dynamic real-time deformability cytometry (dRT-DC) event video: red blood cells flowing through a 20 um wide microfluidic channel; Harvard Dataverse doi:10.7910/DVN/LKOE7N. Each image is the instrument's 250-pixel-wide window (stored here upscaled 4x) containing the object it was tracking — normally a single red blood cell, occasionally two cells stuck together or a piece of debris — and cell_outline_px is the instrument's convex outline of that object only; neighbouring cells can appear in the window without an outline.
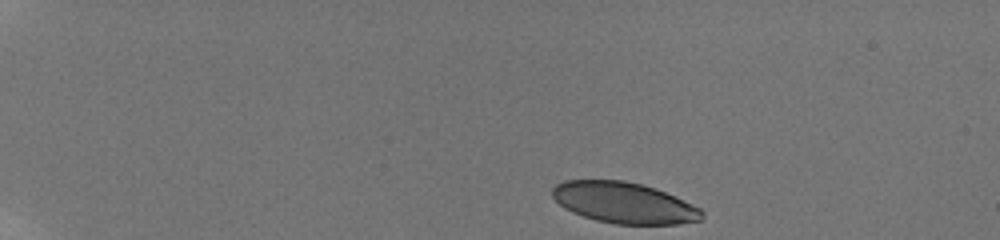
{"species": "human", "species_latin": "Homo sapiens", "temperature_condition": "room temperature", "stored_images_in_passage": 13, "camera_frame_rate_fps": 3000, "um_per_image_px": 0.085, "donor": {"sex": "male"}, "frame": {"image": 1, "passage_image": 1, "time_ms": 0.0, "image_size_px": [1000, 240], "cell_outline_px": [[704, 216], [700, 220], [676, 224], [616, 224], [596, 220], [572, 212], [564, 208], [552, 196], [552, 188], [556, 184], [564, 180], [624, 180], [656, 188], [700, 208], [704, 212]], "centroid_in_image_um": [53.02, 17.23], "position_along_channel_um": 32.0, "area_um2": 35.6}}
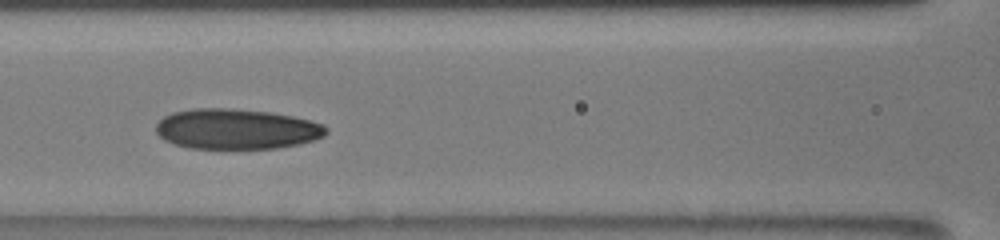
{"frame": {"image": 2, "passage_image": 8, "time_ms": 6.0, "image_size_px": [1000, 240], "cell_outline_px": [[328, 132], [324, 136], [316, 140], [300, 144], [276, 148], [188, 148], [172, 144], [164, 140], [156, 132], [156, 124], [164, 116], [172, 112], [192, 108], [232, 108], [268, 112], [292, 116], [312, 120], [324, 124], [328, 128]], "centroid_in_image_um": [20.12, 10.96], "position_along_channel_um": 146.5, "area_um2": 40.34}}
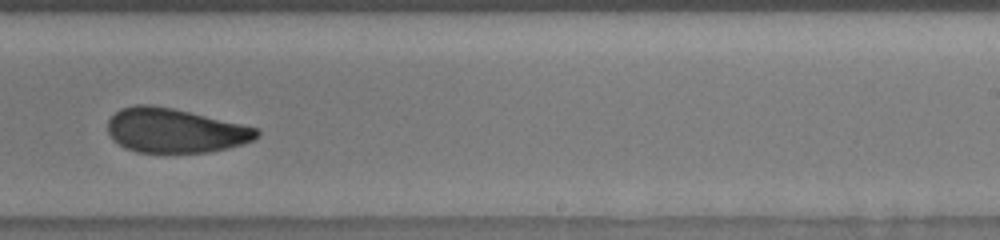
{"frame": {"image": 3, "passage_image": 13, "time_ms": 9.333, "image_size_px": [1000, 240], "cell_outline_px": [[260, 136], [244, 144], [228, 148], [208, 152], [136, 152], [124, 148], [112, 140], [108, 132], [108, 120], [120, 108], [136, 104], [148, 104], [172, 108], [260, 128]], "centroid_in_image_um": [14.87, 11.1], "position_along_channel_um": 274.1, "area_um2": 38.67}}